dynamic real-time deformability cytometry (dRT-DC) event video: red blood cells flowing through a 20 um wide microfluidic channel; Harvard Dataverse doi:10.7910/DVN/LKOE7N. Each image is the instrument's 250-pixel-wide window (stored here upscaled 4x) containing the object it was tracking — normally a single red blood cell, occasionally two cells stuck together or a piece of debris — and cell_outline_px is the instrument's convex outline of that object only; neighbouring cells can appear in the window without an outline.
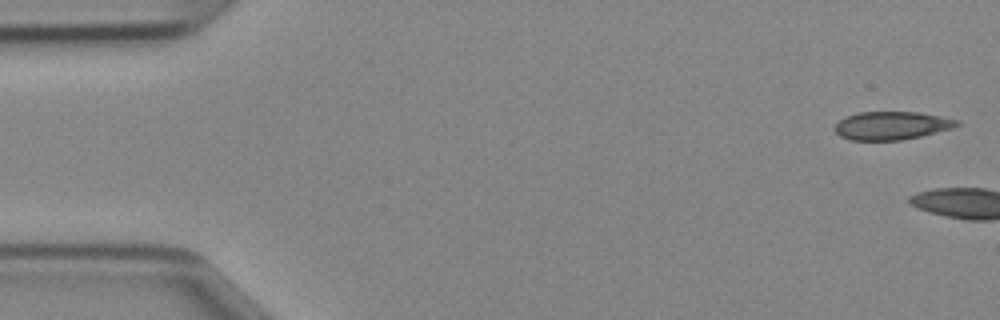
{"species": "Egyptian fruit bat (a non-hibernating species)", "species_latin": "Rousettus aegyptiacus", "temperature_condition": "cold", "stored_images_in_passage": 4, "camera_frame_rate_fps": 3000, "um_per_image_px": 0.085, "animal": {"sex": "female"}, "frame": {"image": 1, "passage_image": 1, "time_ms": 0.0, "image_size_px": [1000, 320], "cell_outline_px": [[960, 124], [952, 128], [920, 136], [900, 140], [852, 140], [840, 136], [836, 132], [836, 124], [844, 116], [856, 112], [920, 112], [960, 120]], "centroid_in_image_um": [75.79, 10.66], "position_along_channel_um": 9.2, "area_um2": 20.0}}